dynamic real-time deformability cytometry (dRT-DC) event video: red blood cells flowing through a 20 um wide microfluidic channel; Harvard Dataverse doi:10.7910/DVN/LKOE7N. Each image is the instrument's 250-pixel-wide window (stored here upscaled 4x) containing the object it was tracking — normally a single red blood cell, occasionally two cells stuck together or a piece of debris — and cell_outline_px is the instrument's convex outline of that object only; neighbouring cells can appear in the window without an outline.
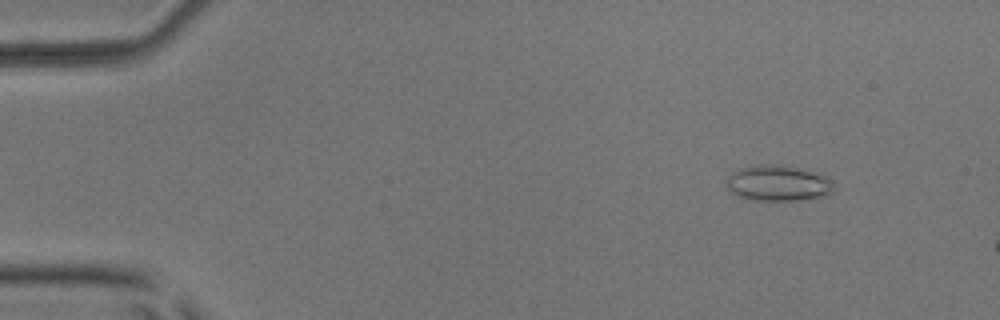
{"species": "common noctule bat (a hibernating species)", "species_latin": "Nyctalus noctula", "temperature_condition": "room temperature", "stored_images_in_passage": 15, "camera_frame_rate_fps": 3000, "um_per_image_px": 0.085, "animal": {"sex": "male", "body_mass_g": 17.9, "forearm_length_mm": 54.2}, "frame": {"image": 1, "passage_image": 7, "time_ms": 2.0, "image_size_px": [1000, 320], "cell_outline_px": [[832, 192], [816, 196], [796, 200], [752, 200], [736, 196], [728, 188], [728, 176], [732, 172], [740, 168], [752, 164], [780, 164], [820, 172], [832, 180]], "centroid_in_image_um": [66.1, 15.53], "position_along_channel_um": 18.9, "area_um2": 22.37}}